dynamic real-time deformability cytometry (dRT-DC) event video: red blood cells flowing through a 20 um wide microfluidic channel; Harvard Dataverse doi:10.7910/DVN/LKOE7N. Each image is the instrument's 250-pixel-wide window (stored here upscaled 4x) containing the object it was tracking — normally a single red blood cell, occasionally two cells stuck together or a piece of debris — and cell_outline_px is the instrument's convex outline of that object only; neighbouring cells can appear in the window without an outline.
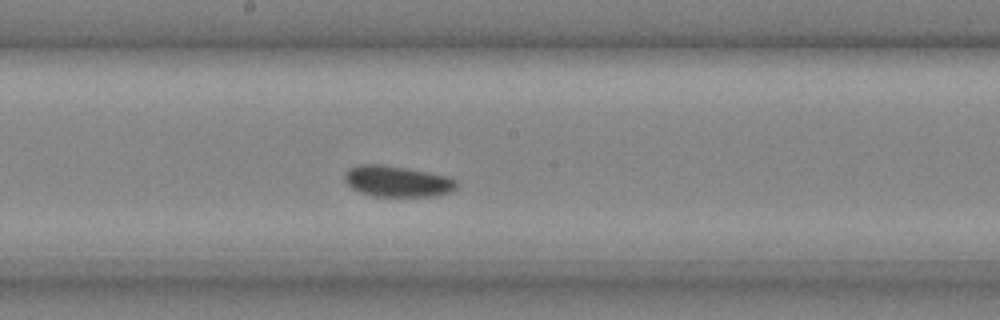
{"species": "common noctule bat (a hibernating species)", "species_latin": "Nyctalus noctula", "temperature_condition": "cold", "stored_images_in_passage": 32, "camera_frame_rate_fps": 3000, "um_per_image_px": 0.085, "animal": {"sex": "male", "body_mass_g": 20.4}, "frame": {"image": 1, "passage_image": 16, "time_ms": 5.0, "image_size_px": [1000, 320], "cell_outline_px": [[460, 184], [452, 192], [436, 196], [372, 196], [360, 192], [352, 188], [344, 180], [344, 172], [348, 168], [360, 164], [384, 164], [408, 168], [448, 176], [456, 180]], "centroid_in_image_um": [33.78, 15.4], "position_along_channel_um": 214.4, "area_um2": 20.58}}
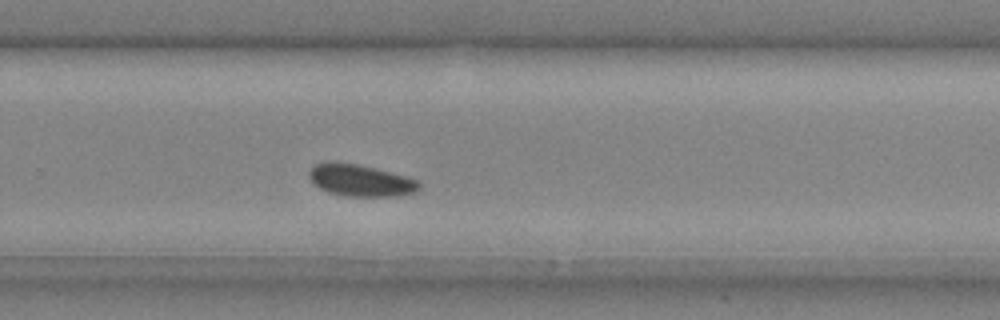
{"frame": {"image": 2, "passage_image": 21, "time_ms": 6.667, "image_size_px": [1000, 320], "cell_outline_px": [[420, 188], [416, 192], [396, 196], [348, 196], [328, 192], [320, 188], [308, 176], [308, 172], [316, 164], [356, 164], [420, 180]], "centroid_in_image_um": [30.71, 15.37], "position_along_channel_um": 299.1, "area_um2": 19.65}}
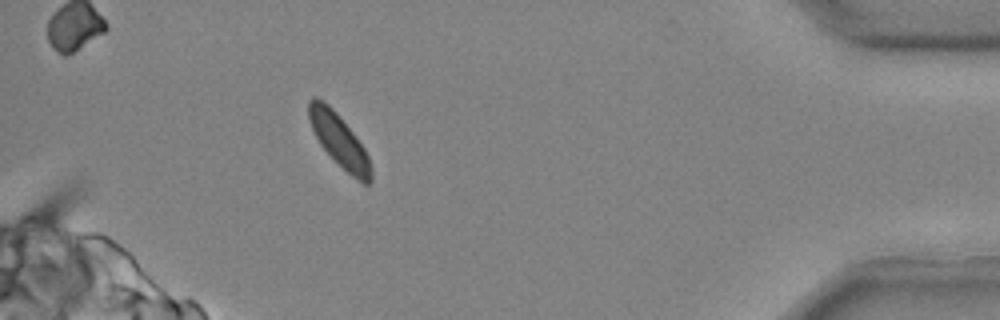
{"frame": {"image": 3, "passage_image": 30, "time_ms": 9.667, "image_size_px": [1000, 320], "cell_outline_px": [[372, 180], [368, 184], [364, 184], [352, 176], [320, 144], [308, 120], [308, 100], [312, 96], [316, 96], [324, 100], [336, 112], [352, 132], [364, 148], [368, 156], [372, 168]], "centroid_in_image_um": [28.81, 11.89], "position_along_channel_um": 406.4, "area_um2": 18.84}}